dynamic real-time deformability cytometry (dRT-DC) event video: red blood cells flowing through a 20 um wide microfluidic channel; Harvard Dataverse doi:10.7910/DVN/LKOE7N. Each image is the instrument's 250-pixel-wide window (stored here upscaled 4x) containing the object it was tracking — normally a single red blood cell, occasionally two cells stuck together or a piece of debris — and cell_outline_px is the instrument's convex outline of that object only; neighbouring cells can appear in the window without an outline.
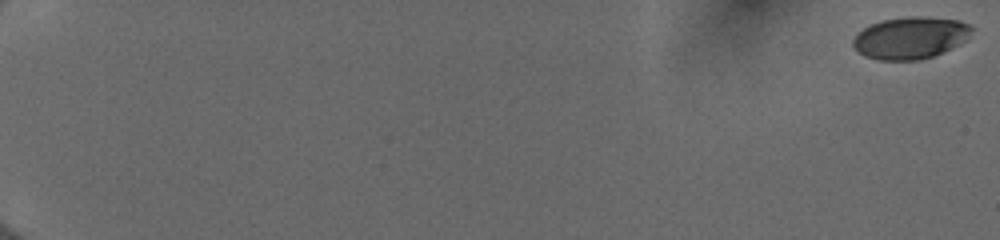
{"species": "human", "species_latin": "Homo sapiens", "temperature_condition": "cold", "stored_images_in_passage": 13, "camera_frame_rate_fps": 3000, "um_per_image_px": 0.085, "donor": {"sex": "female"}, "frame": {"image": 1, "passage_image": 1, "time_ms": 0.0, "image_size_px": [1000, 240], "cell_outline_px": [[976, 28], [968, 40], [960, 44], [932, 56], [920, 60], [880, 60], [864, 56], [852, 44], [852, 40], [864, 28], [872, 24], [884, 20], [908, 16], [920, 16], [960, 20]], "centroid_in_image_um": [77.45, 3.21], "position_along_channel_um": 7.5, "area_um2": 29.07}}